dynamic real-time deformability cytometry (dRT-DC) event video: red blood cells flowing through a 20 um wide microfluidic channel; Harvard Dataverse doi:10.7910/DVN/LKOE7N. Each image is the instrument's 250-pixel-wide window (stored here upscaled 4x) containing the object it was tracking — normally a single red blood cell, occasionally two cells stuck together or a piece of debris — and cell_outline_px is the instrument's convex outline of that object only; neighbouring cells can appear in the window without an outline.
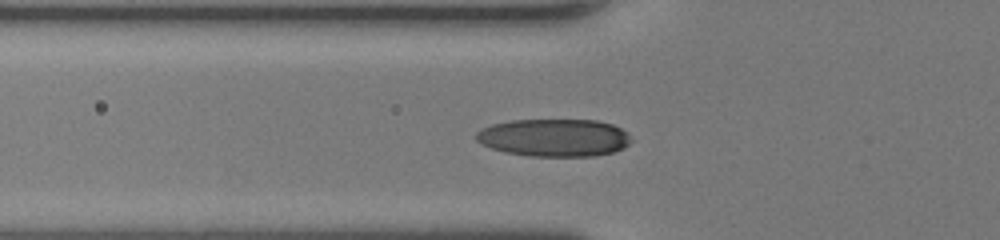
{"species": "human", "species_latin": "Homo sapiens", "temperature_condition": "room temperature", "stored_images_in_passage": 33, "camera_frame_rate_fps": 3000, "um_per_image_px": 0.085, "donor": {"sex": "female"}, "frame": {"image": 1, "passage_image": 3, "time_ms": 0.667, "image_size_px": [1000, 240], "cell_outline_px": [[632, 140], [624, 148], [612, 152], [592, 156], [528, 156], [504, 152], [480, 144], [476, 140], [476, 132], [480, 128], [492, 124], [508, 120], [596, 120], [612, 124], [628, 132]], "centroid_in_image_um": [47.08, 11.7], "position_along_channel_um": 78.7, "area_um2": 34.28}}
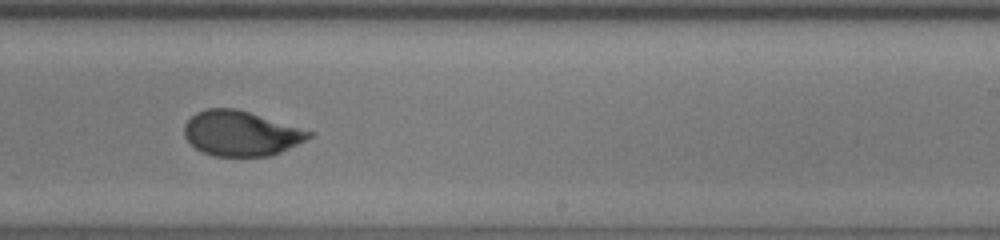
{"frame": {"image": 2, "passage_image": 16, "time_ms": 5.0, "image_size_px": [1000, 240], "cell_outline_px": [[312, 136], [272, 156], [212, 156], [200, 152], [184, 136], [184, 124], [196, 112], [208, 108], [236, 108], [312, 132]], "centroid_in_image_um": [20.41, 11.35], "position_along_channel_um": 268.6, "area_um2": 32.31}}
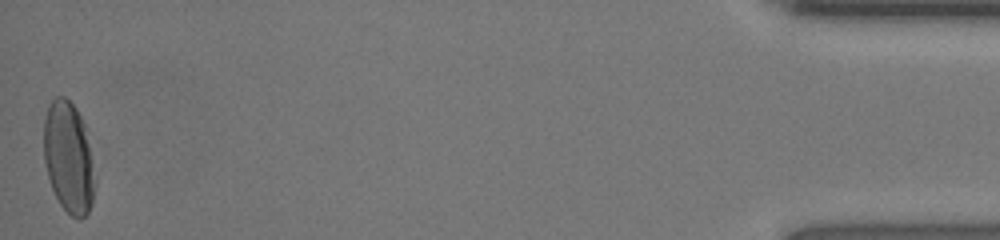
{"frame": {"image": 3, "passage_image": 33, "time_ms": 10.667, "image_size_px": [1000, 240], "cell_outline_px": [[96, 180], [92, 204], [88, 212], [80, 220], [72, 216], [60, 204], [52, 188], [48, 176], [44, 160], [44, 120], [48, 104], [56, 96], [64, 96], [76, 108], [84, 124]], "centroid_in_image_um": [5.83, 13.39], "position_along_channel_um": 429.4, "area_um2": 33.0}, "authors_computed_cell_mechanics": {"area_um2": 32.8304, "velocity_mm_per_s": 4.3961, "shape_relaxation_time_tau1_ms": 4.6617, "shape_relaxation_time_tau2_ms": 0.8175, "deformation_change_tau1": 0.1819, "deformation_change_tau2": 0.0491}}